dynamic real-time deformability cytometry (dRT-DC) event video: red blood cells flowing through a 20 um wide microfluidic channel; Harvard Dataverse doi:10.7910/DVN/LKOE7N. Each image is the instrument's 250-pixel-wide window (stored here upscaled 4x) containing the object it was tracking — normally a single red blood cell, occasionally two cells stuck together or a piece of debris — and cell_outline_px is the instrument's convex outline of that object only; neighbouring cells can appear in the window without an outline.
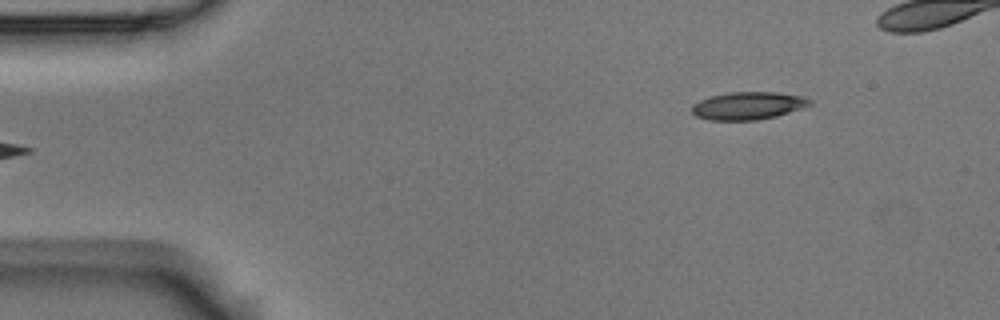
{"species": "Egyptian fruit bat (a non-hibernating species)", "species_latin": "Rousettus aegyptiacus", "temperature_condition": "room temperature", "stored_images_in_passage": 6, "segment_of_instrument_passage": [2, 2], "camera_frame_rate_fps": 3000, "um_per_image_px": 0.085, "animal": {"sex": "male"}, "frame": {"image": 1, "passage_image": 6, "time_ms": 1.667, "image_size_px": [1000, 320], "cell_outline_px": [[812, 104], [776, 116], [756, 120], [708, 120], [696, 116], [692, 112], [692, 104], [708, 96], [728, 92], [780, 92], [804, 96], [812, 100]], "centroid_in_image_um": [63.57, 8.97], "position_along_channel_um": 21.4, "area_um2": 19.13}}